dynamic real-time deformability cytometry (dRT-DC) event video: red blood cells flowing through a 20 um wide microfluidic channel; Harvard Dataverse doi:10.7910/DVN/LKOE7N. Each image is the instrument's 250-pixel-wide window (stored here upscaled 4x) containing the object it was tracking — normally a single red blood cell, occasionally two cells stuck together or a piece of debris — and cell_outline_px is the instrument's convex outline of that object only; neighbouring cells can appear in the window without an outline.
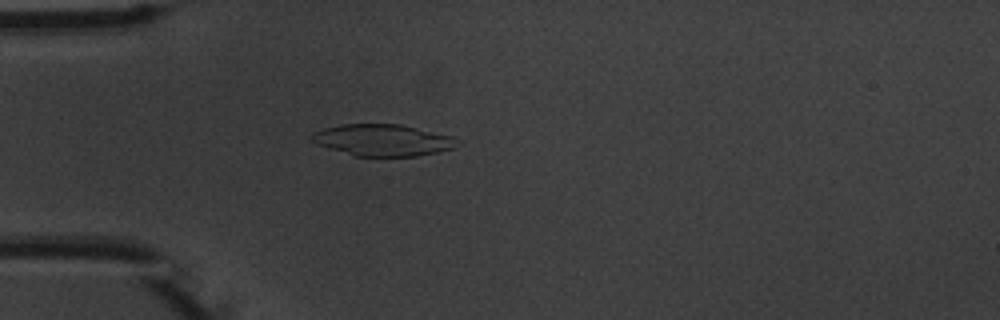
{"species": "common noctule bat (a hibernating species)", "species_latin": "Nyctalus noctula", "temperature_condition": "warm", "stored_images_in_passage": 4, "camera_frame_rate_fps": 3000, "um_per_image_px": 0.085, "animal": {"sex": "male", "body_mass_g": 20.1, "forearm_length_mm": 53.5}, "frame": {"image": 1, "passage_image": 4, "time_ms": 3.667, "image_size_px": [1000, 320], "cell_outline_px": [[460, 140], [452, 148], [436, 152], [416, 156], [356, 156], [328, 148], [316, 144], [312, 140], [312, 132], [324, 128], [340, 124], [400, 124], [452, 136]], "centroid_in_image_um": [32.51, 11.9], "position_along_channel_um": 52.5, "area_um2": 26.65}}